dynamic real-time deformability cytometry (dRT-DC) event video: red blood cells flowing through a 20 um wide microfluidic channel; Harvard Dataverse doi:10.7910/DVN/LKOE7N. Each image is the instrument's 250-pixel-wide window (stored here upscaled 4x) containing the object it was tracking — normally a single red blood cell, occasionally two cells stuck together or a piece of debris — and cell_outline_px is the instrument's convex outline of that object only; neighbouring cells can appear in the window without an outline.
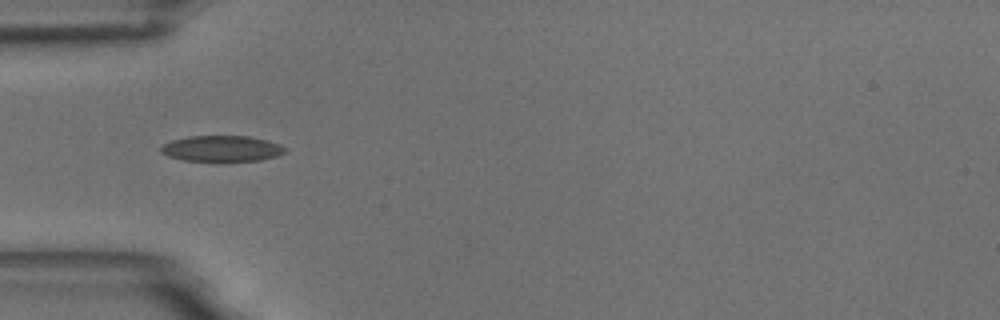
{"species": "common noctule bat (a hibernating species)", "species_latin": "Nyctalus noctula", "temperature_condition": "room temperature", "stored_images_in_passage": 9, "camera_frame_rate_fps": 3000, "um_per_image_px": 0.085, "animal": {"sex": "male", "body_mass_g": 18.8}, "frame": {"image": 1, "passage_image": 3, "time_ms": 0.667, "image_size_px": [1000, 320], "cell_outline_px": [[284, 152], [276, 156], [260, 160], [220, 164], [216, 164], [184, 160], [168, 156], [160, 152], [160, 148], [164, 144], [172, 140], [188, 136], [248, 136], [268, 140], [280, 144], [284, 148]], "centroid_in_image_um": [18.82, 12.67], "position_along_channel_um": 66.2, "area_um2": 19.54}}